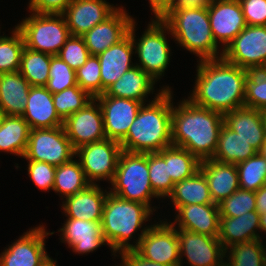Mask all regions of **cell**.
Wrapping results in <instances>:
<instances>
[{
    "instance_id": "cell-1",
    "label": "cell",
    "mask_w": 266,
    "mask_h": 266,
    "mask_svg": "<svg viewBox=\"0 0 266 266\" xmlns=\"http://www.w3.org/2000/svg\"><path fill=\"white\" fill-rule=\"evenodd\" d=\"M248 73L223 58L199 60L195 87L188 99L223 115L244 107Z\"/></svg>"
},
{
    "instance_id": "cell-2",
    "label": "cell",
    "mask_w": 266,
    "mask_h": 266,
    "mask_svg": "<svg viewBox=\"0 0 266 266\" xmlns=\"http://www.w3.org/2000/svg\"><path fill=\"white\" fill-rule=\"evenodd\" d=\"M224 124L220 112L183 99L171 113L172 145L183 147L200 161L212 159Z\"/></svg>"
},
{
    "instance_id": "cell-3",
    "label": "cell",
    "mask_w": 266,
    "mask_h": 266,
    "mask_svg": "<svg viewBox=\"0 0 266 266\" xmlns=\"http://www.w3.org/2000/svg\"><path fill=\"white\" fill-rule=\"evenodd\" d=\"M154 99L144 103L120 142L122 150L131 153H154L172 145V91L165 86Z\"/></svg>"
},
{
    "instance_id": "cell-4",
    "label": "cell",
    "mask_w": 266,
    "mask_h": 266,
    "mask_svg": "<svg viewBox=\"0 0 266 266\" xmlns=\"http://www.w3.org/2000/svg\"><path fill=\"white\" fill-rule=\"evenodd\" d=\"M162 20L167 24V34L186 50L199 56V60L222 58L218 52L206 8L173 7ZM220 53V55H219Z\"/></svg>"
},
{
    "instance_id": "cell-5",
    "label": "cell",
    "mask_w": 266,
    "mask_h": 266,
    "mask_svg": "<svg viewBox=\"0 0 266 266\" xmlns=\"http://www.w3.org/2000/svg\"><path fill=\"white\" fill-rule=\"evenodd\" d=\"M151 214L153 211L147 205L121 199L110 192L107 194L100 224L114 256L118 252L133 250L129 241Z\"/></svg>"
},
{
    "instance_id": "cell-6",
    "label": "cell",
    "mask_w": 266,
    "mask_h": 266,
    "mask_svg": "<svg viewBox=\"0 0 266 266\" xmlns=\"http://www.w3.org/2000/svg\"><path fill=\"white\" fill-rule=\"evenodd\" d=\"M109 192L121 199L150 206L151 198H158L151 187L148 169V153L122 151Z\"/></svg>"
},
{
    "instance_id": "cell-7",
    "label": "cell",
    "mask_w": 266,
    "mask_h": 266,
    "mask_svg": "<svg viewBox=\"0 0 266 266\" xmlns=\"http://www.w3.org/2000/svg\"><path fill=\"white\" fill-rule=\"evenodd\" d=\"M24 46L30 50L58 55L71 36L63 14L32 13L17 24Z\"/></svg>"
},
{
    "instance_id": "cell-8",
    "label": "cell",
    "mask_w": 266,
    "mask_h": 266,
    "mask_svg": "<svg viewBox=\"0 0 266 266\" xmlns=\"http://www.w3.org/2000/svg\"><path fill=\"white\" fill-rule=\"evenodd\" d=\"M135 20L132 21L129 34L133 40L135 54L139 58V64L136 66L142 68L155 81L164 75L170 63L171 50L166 38L167 24L162 19H153L148 24L147 29L142 34V37L135 39Z\"/></svg>"
},
{
    "instance_id": "cell-9",
    "label": "cell",
    "mask_w": 266,
    "mask_h": 266,
    "mask_svg": "<svg viewBox=\"0 0 266 266\" xmlns=\"http://www.w3.org/2000/svg\"><path fill=\"white\" fill-rule=\"evenodd\" d=\"M144 227L133 245V250L142 258L163 265L183 266L180 258L177 228L171 222Z\"/></svg>"
},
{
    "instance_id": "cell-10",
    "label": "cell",
    "mask_w": 266,
    "mask_h": 266,
    "mask_svg": "<svg viewBox=\"0 0 266 266\" xmlns=\"http://www.w3.org/2000/svg\"><path fill=\"white\" fill-rule=\"evenodd\" d=\"M76 154L63 126L31 129L26 151L22 158L46 162L58 167L71 161Z\"/></svg>"
},
{
    "instance_id": "cell-11",
    "label": "cell",
    "mask_w": 266,
    "mask_h": 266,
    "mask_svg": "<svg viewBox=\"0 0 266 266\" xmlns=\"http://www.w3.org/2000/svg\"><path fill=\"white\" fill-rule=\"evenodd\" d=\"M222 51L225 61L240 68H266V26L247 25Z\"/></svg>"
},
{
    "instance_id": "cell-12",
    "label": "cell",
    "mask_w": 266,
    "mask_h": 266,
    "mask_svg": "<svg viewBox=\"0 0 266 266\" xmlns=\"http://www.w3.org/2000/svg\"><path fill=\"white\" fill-rule=\"evenodd\" d=\"M122 151L120 142L106 138L79 147L75 157L80 158L78 160L91 184L102 179L111 183Z\"/></svg>"
},
{
    "instance_id": "cell-13",
    "label": "cell",
    "mask_w": 266,
    "mask_h": 266,
    "mask_svg": "<svg viewBox=\"0 0 266 266\" xmlns=\"http://www.w3.org/2000/svg\"><path fill=\"white\" fill-rule=\"evenodd\" d=\"M93 98L82 109L70 115L63 123L73 148L106 139L100 104Z\"/></svg>"
},
{
    "instance_id": "cell-14",
    "label": "cell",
    "mask_w": 266,
    "mask_h": 266,
    "mask_svg": "<svg viewBox=\"0 0 266 266\" xmlns=\"http://www.w3.org/2000/svg\"><path fill=\"white\" fill-rule=\"evenodd\" d=\"M54 232L45 227L29 229L0 255V266H42L50 257L45 251V238Z\"/></svg>"
},
{
    "instance_id": "cell-15",
    "label": "cell",
    "mask_w": 266,
    "mask_h": 266,
    "mask_svg": "<svg viewBox=\"0 0 266 266\" xmlns=\"http://www.w3.org/2000/svg\"><path fill=\"white\" fill-rule=\"evenodd\" d=\"M180 258L190 266H225V249L218 237L177 229Z\"/></svg>"
},
{
    "instance_id": "cell-16",
    "label": "cell",
    "mask_w": 266,
    "mask_h": 266,
    "mask_svg": "<svg viewBox=\"0 0 266 266\" xmlns=\"http://www.w3.org/2000/svg\"><path fill=\"white\" fill-rule=\"evenodd\" d=\"M96 100L102 111L106 138L121 142L143 103L114 96H98Z\"/></svg>"
},
{
    "instance_id": "cell-17",
    "label": "cell",
    "mask_w": 266,
    "mask_h": 266,
    "mask_svg": "<svg viewBox=\"0 0 266 266\" xmlns=\"http://www.w3.org/2000/svg\"><path fill=\"white\" fill-rule=\"evenodd\" d=\"M207 11L214 40L223 49L247 26L239 0H212Z\"/></svg>"
},
{
    "instance_id": "cell-18",
    "label": "cell",
    "mask_w": 266,
    "mask_h": 266,
    "mask_svg": "<svg viewBox=\"0 0 266 266\" xmlns=\"http://www.w3.org/2000/svg\"><path fill=\"white\" fill-rule=\"evenodd\" d=\"M117 9L118 7L115 8L105 0H73L62 14L70 34L83 36Z\"/></svg>"
},
{
    "instance_id": "cell-19",
    "label": "cell",
    "mask_w": 266,
    "mask_h": 266,
    "mask_svg": "<svg viewBox=\"0 0 266 266\" xmlns=\"http://www.w3.org/2000/svg\"><path fill=\"white\" fill-rule=\"evenodd\" d=\"M133 20L123 7H118L104 22L86 32L82 37L90 55L97 56L121 41L128 34Z\"/></svg>"
},
{
    "instance_id": "cell-20",
    "label": "cell",
    "mask_w": 266,
    "mask_h": 266,
    "mask_svg": "<svg viewBox=\"0 0 266 266\" xmlns=\"http://www.w3.org/2000/svg\"><path fill=\"white\" fill-rule=\"evenodd\" d=\"M176 213L177 229L218 237L220 213L218 204H191L180 206ZM178 222V223H177Z\"/></svg>"
},
{
    "instance_id": "cell-21",
    "label": "cell",
    "mask_w": 266,
    "mask_h": 266,
    "mask_svg": "<svg viewBox=\"0 0 266 266\" xmlns=\"http://www.w3.org/2000/svg\"><path fill=\"white\" fill-rule=\"evenodd\" d=\"M133 50H135L134 43L128 33L121 41L97 55L100 61L102 94L125 72L135 66V63L133 65L131 62L132 54L135 53Z\"/></svg>"
},
{
    "instance_id": "cell-22",
    "label": "cell",
    "mask_w": 266,
    "mask_h": 266,
    "mask_svg": "<svg viewBox=\"0 0 266 266\" xmlns=\"http://www.w3.org/2000/svg\"><path fill=\"white\" fill-rule=\"evenodd\" d=\"M100 222L66 218L64 226L58 230L62 232L60 239L76 254L93 252L107 243Z\"/></svg>"
},
{
    "instance_id": "cell-23",
    "label": "cell",
    "mask_w": 266,
    "mask_h": 266,
    "mask_svg": "<svg viewBox=\"0 0 266 266\" xmlns=\"http://www.w3.org/2000/svg\"><path fill=\"white\" fill-rule=\"evenodd\" d=\"M30 129L55 128L63 126L53 103L52 93L45 86H31L22 114Z\"/></svg>"
},
{
    "instance_id": "cell-24",
    "label": "cell",
    "mask_w": 266,
    "mask_h": 266,
    "mask_svg": "<svg viewBox=\"0 0 266 266\" xmlns=\"http://www.w3.org/2000/svg\"><path fill=\"white\" fill-rule=\"evenodd\" d=\"M106 192V193H105ZM99 184H90L75 195L66 197L62 209L68 218L101 221L107 192Z\"/></svg>"
},
{
    "instance_id": "cell-25",
    "label": "cell",
    "mask_w": 266,
    "mask_h": 266,
    "mask_svg": "<svg viewBox=\"0 0 266 266\" xmlns=\"http://www.w3.org/2000/svg\"><path fill=\"white\" fill-rule=\"evenodd\" d=\"M205 176L214 203L219 204L240 188L236 164L205 159L199 169Z\"/></svg>"
},
{
    "instance_id": "cell-26",
    "label": "cell",
    "mask_w": 266,
    "mask_h": 266,
    "mask_svg": "<svg viewBox=\"0 0 266 266\" xmlns=\"http://www.w3.org/2000/svg\"><path fill=\"white\" fill-rule=\"evenodd\" d=\"M224 123L258 152L265 140L262 110L248 107L234 109L224 114Z\"/></svg>"
},
{
    "instance_id": "cell-27",
    "label": "cell",
    "mask_w": 266,
    "mask_h": 266,
    "mask_svg": "<svg viewBox=\"0 0 266 266\" xmlns=\"http://www.w3.org/2000/svg\"><path fill=\"white\" fill-rule=\"evenodd\" d=\"M257 230H260V214L257 211L237 217L220 216L218 239L226 250L234 244L263 239Z\"/></svg>"
},
{
    "instance_id": "cell-28",
    "label": "cell",
    "mask_w": 266,
    "mask_h": 266,
    "mask_svg": "<svg viewBox=\"0 0 266 266\" xmlns=\"http://www.w3.org/2000/svg\"><path fill=\"white\" fill-rule=\"evenodd\" d=\"M155 80L142 68L134 66L111 84L100 96H114L137 100L144 104L150 92L153 94Z\"/></svg>"
},
{
    "instance_id": "cell-29",
    "label": "cell",
    "mask_w": 266,
    "mask_h": 266,
    "mask_svg": "<svg viewBox=\"0 0 266 266\" xmlns=\"http://www.w3.org/2000/svg\"><path fill=\"white\" fill-rule=\"evenodd\" d=\"M30 87L19 71L0 74V111L4 115L22 116Z\"/></svg>"
},
{
    "instance_id": "cell-30",
    "label": "cell",
    "mask_w": 266,
    "mask_h": 266,
    "mask_svg": "<svg viewBox=\"0 0 266 266\" xmlns=\"http://www.w3.org/2000/svg\"><path fill=\"white\" fill-rule=\"evenodd\" d=\"M168 197L176 210L180 206L191 204H216L212 200L207 180L200 170L193 176L174 183Z\"/></svg>"
},
{
    "instance_id": "cell-31",
    "label": "cell",
    "mask_w": 266,
    "mask_h": 266,
    "mask_svg": "<svg viewBox=\"0 0 266 266\" xmlns=\"http://www.w3.org/2000/svg\"><path fill=\"white\" fill-rule=\"evenodd\" d=\"M257 152L224 123L219 132L217 148L212 159L221 163L237 164L254 156Z\"/></svg>"
},
{
    "instance_id": "cell-32",
    "label": "cell",
    "mask_w": 266,
    "mask_h": 266,
    "mask_svg": "<svg viewBox=\"0 0 266 266\" xmlns=\"http://www.w3.org/2000/svg\"><path fill=\"white\" fill-rule=\"evenodd\" d=\"M30 130L22 116L4 115L0 126V151L23 157Z\"/></svg>"
},
{
    "instance_id": "cell-33",
    "label": "cell",
    "mask_w": 266,
    "mask_h": 266,
    "mask_svg": "<svg viewBox=\"0 0 266 266\" xmlns=\"http://www.w3.org/2000/svg\"><path fill=\"white\" fill-rule=\"evenodd\" d=\"M157 153L168 163L173 183L193 176L200 169L201 161L183 147L170 145Z\"/></svg>"
},
{
    "instance_id": "cell-34",
    "label": "cell",
    "mask_w": 266,
    "mask_h": 266,
    "mask_svg": "<svg viewBox=\"0 0 266 266\" xmlns=\"http://www.w3.org/2000/svg\"><path fill=\"white\" fill-rule=\"evenodd\" d=\"M91 183L87 180L79 160H71L56 167L53 191L68 197L86 189Z\"/></svg>"
},
{
    "instance_id": "cell-35",
    "label": "cell",
    "mask_w": 266,
    "mask_h": 266,
    "mask_svg": "<svg viewBox=\"0 0 266 266\" xmlns=\"http://www.w3.org/2000/svg\"><path fill=\"white\" fill-rule=\"evenodd\" d=\"M51 55L24 47L19 73L31 86H46L49 79Z\"/></svg>"
},
{
    "instance_id": "cell-36",
    "label": "cell",
    "mask_w": 266,
    "mask_h": 266,
    "mask_svg": "<svg viewBox=\"0 0 266 266\" xmlns=\"http://www.w3.org/2000/svg\"><path fill=\"white\" fill-rule=\"evenodd\" d=\"M262 243V239H256L231 245L225 250V254L229 253L225 266H264L266 247Z\"/></svg>"
},
{
    "instance_id": "cell-37",
    "label": "cell",
    "mask_w": 266,
    "mask_h": 266,
    "mask_svg": "<svg viewBox=\"0 0 266 266\" xmlns=\"http://www.w3.org/2000/svg\"><path fill=\"white\" fill-rule=\"evenodd\" d=\"M241 189L257 191L266 184V157L260 152L236 164Z\"/></svg>"
},
{
    "instance_id": "cell-38",
    "label": "cell",
    "mask_w": 266,
    "mask_h": 266,
    "mask_svg": "<svg viewBox=\"0 0 266 266\" xmlns=\"http://www.w3.org/2000/svg\"><path fill=\"white\" fill-rule=\"evenodd\" d=\"M24 47L22 34L16 26L11 37L0 36V74L19 71Z\"/></svg>"
},
{
    "instance_id": "cell-39",
    "label": "cell",
    "mask_w": 266,
    "mask_h": 266,
    "mask_svg": "<svg viewBox=\"0 0 266 266\" xmlns=\"http://www.w3.org/2000/svg\"><path fill=\"white\" fill-rule=\"evenodd\" d=\"M54 107L59 117L65 121L70 115L82 109L89 103L91 97L78 84L59 93L52 94Z\"/></svg>"
},
{
    "instance_id": "cell-40",
    "label": "cell",
    "mask_w": 266,
    "mask_h": 266,
    "mask_svg": "<svg viewBox=\"0 0 266 266\" xmlns=\"http://www.w3.org/2000/svg\"><path fill=\"white\" fill-rule=\"evenodd\" d=\"M148 169L154 194L158 198H168L174 187L169 175L168 163L157 152L148 153Z\"/></svg>"
},
{
    "instance_id": "cell-41",
    "label": "cell",
    "mask_w": 266,
    "mask_h": 266,
    "mask_svg": "<svg viewBox=\"0 0 266 266\" xmlns=\"http://www.w3.org/2000/svg\"><path fill=\"white\" fill-rule=\"evenodd\" d=\"M76 85V71L73 70L58 55H51L49 79L45 87L52 94H56Z\"/></svg>"
},
{
    "instance_id": "cell-42",
    "label": "cell",
    "mask_w": 266,
    "mask_h": 266,
    "mask_svg": "<svg viewBox=\"0 0 266 266\" xmlns=\"http://www.w3.org/2000/svg\"><path fill=\"white\" fill-rule=\"evenodd\" d=\"M244 107L266 110V68L249 71L246 80Z\"/></svg>"
},
{
    "instance_id": "cell-43",
    "label": "cell",
    "mask_w": 266,
    "mask_h": 266,
    "mask_svg": "<svg viewBox=\"0 0 266 266\" xmlns=\"http://www.w3.org/2000/svg\"><path fill=\"white\" fill-rule=\"evenodd\" d=\"M255 192L239 188L219 204L220 216L237 217L247 212L256 211Z\"/></svg>"
},
{
    "instance_id": "cell-44",
    "label": "cell",
    "mask_w": 266,
    "mask_h": 266,
    "mask_svg": "<svg viewBox=\"0 0 266 266\" xmlns=\"http://www.w3.org/2000/svg\"><path fill=\"white\" fill-rule=\"evenodd\" d=\"M77 84L91 97L102 95L100 61L96 55H90L87 62L76 70Z\"/></svg>"
},
{
    "instance_id": "cell-45",
    "label": "cell",
    "mask_w": 266,
    "mask_h": 266,
    "mask_svg": "<svg viewBox=\"0 0 266 266\" xmlns=\"http://www.w3.org/2000/svg\"><path fill=\"white\" fill-rule=\"evenodd\" d=\"M58 56L76 71L87 62L90 53L82 36L71 35L60 49Z\"/></svg>"
},
{
    "instance_id": "cell-46",
    "label": "cell",
    "mask_w": 266,
    "mask_h": 266,
    "mask_svg": "<svg viewBox=\"0 0 266 266\" xmlns=\"http://www.w3.org/2000/svg\"><path fill=\"white\" fill-rule=\"evenodd\" d=\"M30 179L41 190H53L56 167L46 162L28 160Z\"/></svg>"
},
{
    "instance_id": "cell-47",
    "label": "cell",
    "mask_w": 266,
    "mask_h": 266,
    "mask_svg": "<svg viewBox=\"0 0 266 266\" xmlns=\"http://www.w3.org/2000/svg\"><path fill=\"white\" fill-rule=\"evenodd\" d=\"M247 25L266 26V0H239Z\"/></svg>"
},
{
    "instance_id": "cell-48",
    "label": "cell",
    "mask_w": 266,
    "mask_h": 266,
    "mask_svg": "<svg viewBox=\"0 0 266 266\" xmlns=\"http://www.w3.org/2000/svg\"><path fill=\"white\" fill-rule=\"evenodd\" d=\"M73 0H30L29 10L34 13L62 14Z\"/></svg>"
},
{
    "instance_id": "cell-49",
    "label": "cell",
    "mask_w": 266,
    "mask_h": 266,
    "mask_svg": "<svg viewBox=\"0 0 266 266\" xmlns=\"http://www.w3.org/2000/svg\"><path fill=\"white\" fill-rule=\"evenodd\" d=\"M122 264L120 266H169L155 262H150L139 256L134 250L124 251L120 253Z\"/></svg>"
},
{
    "instance_id": "cell-50",
    "label": "cell",
    "mask_w": 266,
    "mask_h": 266,
    "mask_svg": "<svg viewBox=\"0 0 266 266\" xmlns=\"http://www.w3.org/2000/svg\"><path fill=\"white\" fill-rule=\"evenodd\" d=\"M155 19H162L173 7L174 0H149Z\"/></svg>"
},
{
    "instance_id": "cell-51",
    "label": "cell",
    "mask_w": 266,
    "mask_h": 266,
    "mask_svg": "<svg viewBox=\"0 0 266 266\" xmlns=\"http://www.w3.org/2000/svg\"><path fill=\"white\" fill-rule=\"evenodd\" d=\"M212 0H174V7L206 8Z\"/></svg>"
},
{
    "instance_id": "cell-52",
    "label": "cell",
    "mask_w": 266,
    "mask_h": 266,
    "mask_svg": "<svg viewBox=\"0 0 266 266\" xmlns=\"http://www.w3.org/2000/svg\"><path fill=\"white\" fill-rule=\"evenodd\" d=\"M256 197V211L259 214L266 213V184L261 186L257 191H255Z\"/></svg>"
},
{
    "instance_id": "cell-53",
    "label": "cell",
    "mask_w": 266,
    "mask_h": 266,
    "mask_svg": "<svg viewBox=\"0 0 266 266\" xmlns=\"http://www.w3.org/2000/svg\"><path fill=\"white\" fill-rule=\"evenodd\" d=\"M260 232H265L266 235V213L260 214Z\"/></svg>"
},
{
    "instance_id": "cell-54",
    "label": "cell",
    "mask_w": 266,
    "mask_h": 266,
    "mask_svg": "<svg viewBox=\"0 0 266 266\" xmlns=\"http://www.w3.org/2000/svg\"><path fill=\"white\" fill-rule=\"evenodd\" d=\"M56 263V260L49 258L42 266H58Z\"/></svg>"
},
{
    "instance_id": "cell-55",
    "label": "cell",
    "mask_w": 266,
    "mask_h": 266,
    "mask_svg": "<svg viewBox=\"0 0 266 266\" xmlns=\"http://www.w3.org/2000/svg\"><path fill=\"white\" fill-rule=\"evenodd\" d=\"M259 152L266 157V137Z\"/></svg>"
},
{
    "instance_id": "cell-56",
    "label": "cell",
    "mask_w": 266,
    "mask_h": 266,
    "mask_svg": "<svg viewBox=\"0 0 266 266\" xmlns=\"http://www.w3.org/2000/svg\"><path fill=\"white\" fill-rule=\"evenodd\" d=\"M262 118H263V125H264V130H265V135H266V110L262 111Z\"/></svg>"
},
{
    "instance_id": "cell-57",
    "label": "cell",
    "mask_w": 266,
    "mask_h": 266,
    "mask_svg": "<svg viewBox=\"0 0 266 266\" xmlns=\"http://www.w3.org/2000/svg\"><path fill=\"white\" fill-rule=\"evenodd\" d=\"M3 117H4V114L0 111V126H1L2 121H3Z\"/></svg>"
}]
</instances>
